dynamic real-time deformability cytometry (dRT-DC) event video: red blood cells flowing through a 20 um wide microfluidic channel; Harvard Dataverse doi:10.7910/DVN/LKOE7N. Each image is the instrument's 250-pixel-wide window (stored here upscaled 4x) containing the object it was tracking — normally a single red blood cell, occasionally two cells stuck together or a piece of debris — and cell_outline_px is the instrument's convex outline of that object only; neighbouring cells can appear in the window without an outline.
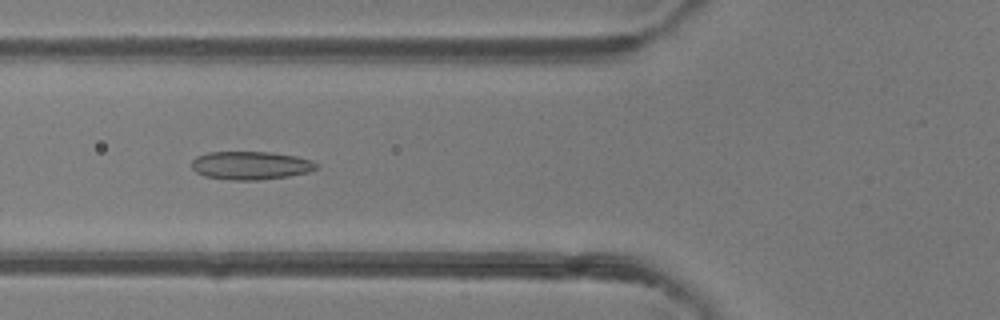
{"species": "common noctule bat (a hibernating species)", "species_latin": "Nyctalus noctula", "temperature_condition": "room temperature", "stored_images_in_passage": 45, "camera_frame_rate_fps": 3000, "um_per_image_px": 0.085, "animal": {"sex": "female"}, "frame": {"image": 1, "passage_image": 14, "time_ms": 4.333, "image_size_px": [1000, 320], "cell_outline_px": [[320, 164], [316, 168], [308, 172], [288, 176], [260, 180], [232, 180], [204, 176], [196, 172], [192, 168], [192, 160], [196, 156], [208, 152], [268, 152], [296, 156], [312, 160]], "centroid_in_image_um": [21.31, 14.06], "position_along_channel_um": 104.5, "area_um2": 20.58}}
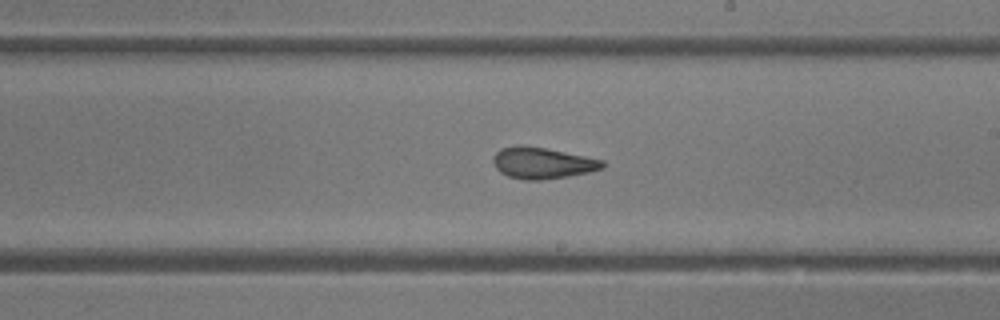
{"frame": {"image": 2, "passage_image": 24, "time_ms": 7.667, "image_size_px": [1000, 320], "cell_outline_px": [[604, 168], [588, 172], [568, 176], [540, 180], [524, 180], [508, 176], [500, 172], [496, 168], [492, 160], [492, 156], [500, 148], [520, 144], [544, 148], [604, 160]], "centroid_in_image_um": [46.06, 13.85], "position_along_channel_um": 242.9, "area_um2": 19.94}}
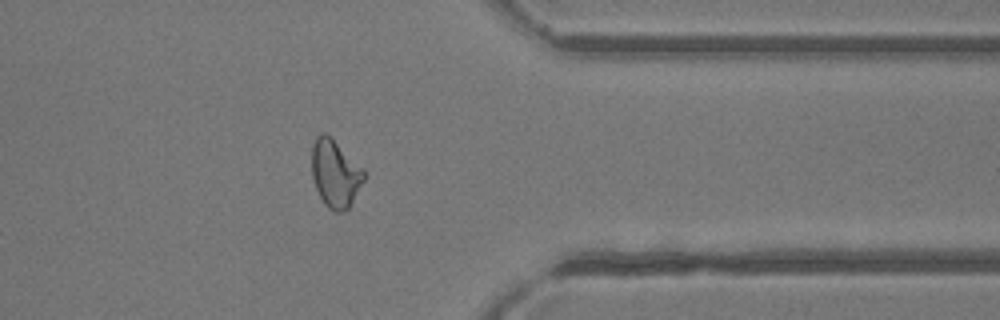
{"frame": {"image": 3, "passage_image": 35, "time_ms": 11.333, "image_size_px": [1000, 320], "cell_outline_px": [[368, 176], [348, 208], [344, 212], [332, 212], [324, 204], [316, 188], [312, 176], [312, 144], [316, 136], [320, 132], [324, 132], [364, 168], [368, 172]], "centroid_in_image_um": [28.52, 14.77], "position_along_channel_um": 382.9, "area_um2": 20.81}, "authors_computed_cell_mechanics": {"area_um2": 20.7502, "velocity_mm_per_s": 4.1428, "shape_relaxation_time_tau1_ms": null, "shape_relaxation_time_tau2_ms": 2.0603, "deformation_change_tau1": null, "deformation_change_tau2": 0.0938}}